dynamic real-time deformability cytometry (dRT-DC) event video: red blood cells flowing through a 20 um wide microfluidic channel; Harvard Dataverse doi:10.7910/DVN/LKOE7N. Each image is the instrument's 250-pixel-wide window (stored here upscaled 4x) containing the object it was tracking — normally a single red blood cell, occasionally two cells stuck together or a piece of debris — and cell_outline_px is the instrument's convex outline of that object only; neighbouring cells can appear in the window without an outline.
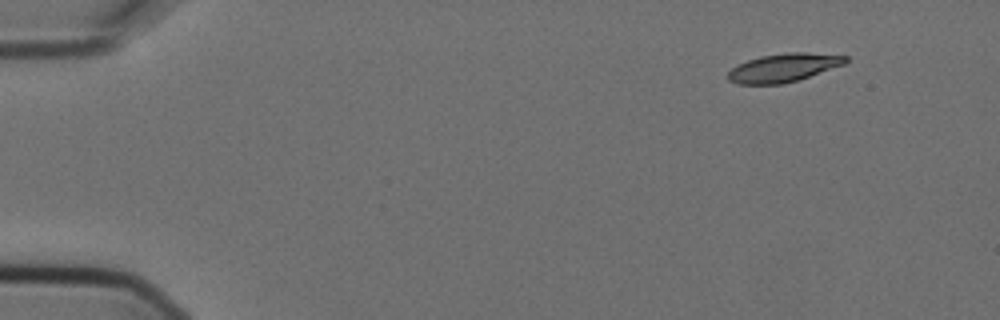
{"species": "Egyptian fruit bat (a non-hibernating species)", "species_latin": "Rousettus aegyptiacus", "temperature_condition": "cold", "stored_images_in_passage": 2, "camera_frame_rate_fps": 3000, "um_per_image_px": 0.085, "animal": {"sex": "female"}, "frame": {"image": 1, "passage_image": 1, "time_ms": 0.0, "image_size_px": [1000, 320], "cell_outline_px": [[848, 60], [844, 64], [796, 80], [780, 84], [740, 84], [728, 80], [728, 72], [736, 64], [760, 56], [788, 52], [804, 52], [848, 56]], "centroid_in_image_um": [66.56, 5.74], "position_along_channel_um": 18.4, "area_um2": 19.19}}